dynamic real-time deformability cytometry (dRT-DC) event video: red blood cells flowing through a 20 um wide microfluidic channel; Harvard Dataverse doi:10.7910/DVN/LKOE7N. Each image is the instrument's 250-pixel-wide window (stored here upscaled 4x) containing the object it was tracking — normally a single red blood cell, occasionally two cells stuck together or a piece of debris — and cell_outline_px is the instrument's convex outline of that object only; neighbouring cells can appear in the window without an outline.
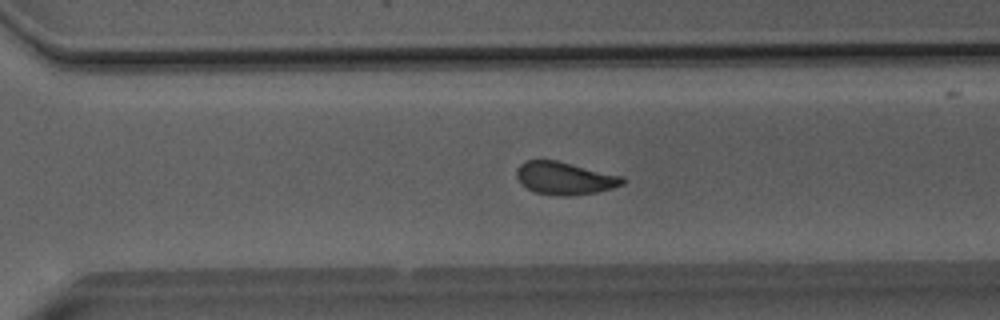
{"species": "Egyptian fruit bat (a non-hibernating species)", "species_latin": "Rousettus aegyptiacus", "temperature_condition": "room temperature", "stored_images_in_passage": 30, "camera_frame_rate_fps": 3000, "um_per_image_px": 0.085, "animal": {"sex": "male"}, "frame": {"image": 1, "passage_image": 22, "time_ms": 7.0, "image_size_px": [1000, 320], "cell_outline_px": [[624, 184], [612, 188], [596, 192], [568, 196], [560, 196], [536, 192], [528, 188], [516, 176], [516, 172], [520, 164], [528, 160], [556, 160], [624, 176]], "centroid_in_image_um": [48.04, 15.14], "position_along_channel_um": 322.6, "area_um2": 19.94}}
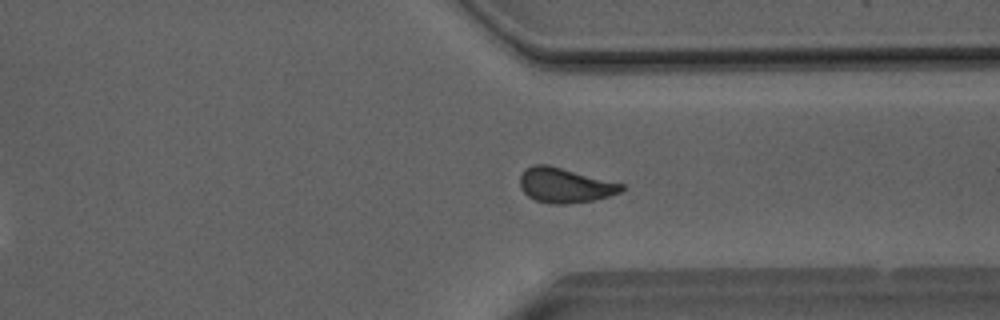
{"frame": {"image": 2, "passage_image": 25, "time_ms": 8.0, "image_size_px": [1000, 320], "cell_outline_px": [[624, 188], [620, 192], [608, 196], [592, 200], [564, 204], [548, 204], [536, 200], [528, 196], [520, 188], [520, 176], [528, 168], [536, 164], [548, 164], [624, 184]], "centroid_in_image_um": [48.01, 15.75], "position_along_channel_um": 363.4, "area_um2": 20.4}}
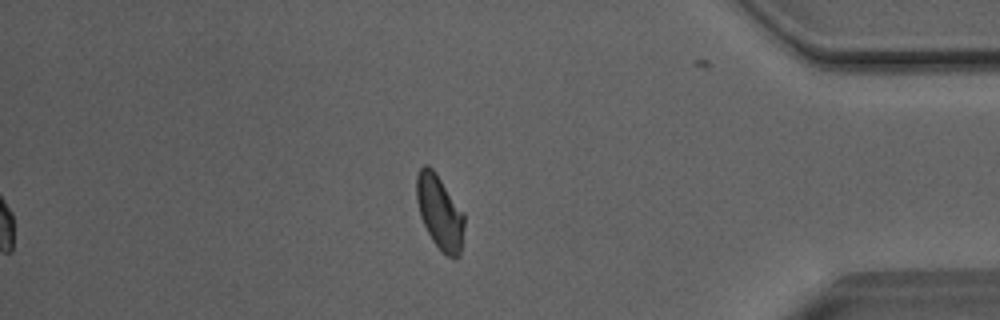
{"frame": {"image": 3, "passage_image": 30, "time_ms": 9.667, "image_size_px": [1000, 320], "cell_outline_px": [[464, 228], [460, 256], [448, 256], [432, 240], [420, 216], [416, 200], [416, 176], [420, 168], [424, 164], [428, 164], [436, 172], [464, 212]], "centroid_in_image_um": [37.37, 17.98], "position_along_channel_um": 397.8, "area_um2": 20.58}, "authors_computed_cell_mechanics": {"area_um2": 20.7791, "velocity_mm_per_s": 4.0337, "shape_relaxation_time_tau1_ms": 5.2413, "shape_relaxation_time_tau2_ms": 1.4863, "deformation_change_tau1": 0.1253, "deformation_change_tau2": 0.0653}}